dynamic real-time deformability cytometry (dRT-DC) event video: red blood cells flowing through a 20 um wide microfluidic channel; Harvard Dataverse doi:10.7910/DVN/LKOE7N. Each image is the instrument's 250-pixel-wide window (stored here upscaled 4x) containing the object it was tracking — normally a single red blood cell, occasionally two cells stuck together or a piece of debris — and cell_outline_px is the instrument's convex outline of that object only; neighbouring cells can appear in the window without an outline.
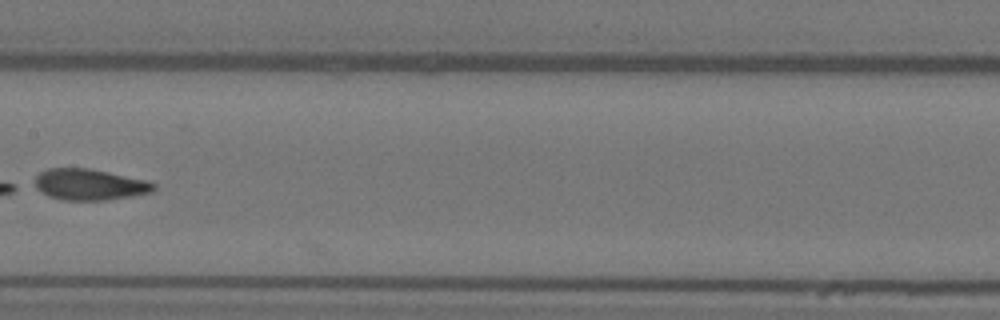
{"species": "Egyptian fruit bat (a non-hibernating species)", "species_latin": "Rousettus aegyptiacus", "temperature_condition": "warm", "stored_images_in_passage": 8, "camera_frame_rate_fps": 3000, "um_per_image_px": 0.085, "animal": {"sex": "female"}, "frame": {"image": 1, "passage_image": 7, "time_ms": 2.0, "image_size_px": [1000, 320], "cell_outline_px": [[156, 188], [152, 192], [132, 196], [104, 200], [60, 200], [48, 196], [28, 184], [40, 172], [48, 168], [88, 168], [148, 180], [156, 184]], "centroid_in_image_um": [7.54, 15.68], "position_along_channel_um": 199.9, "area_um2": 22.02}}
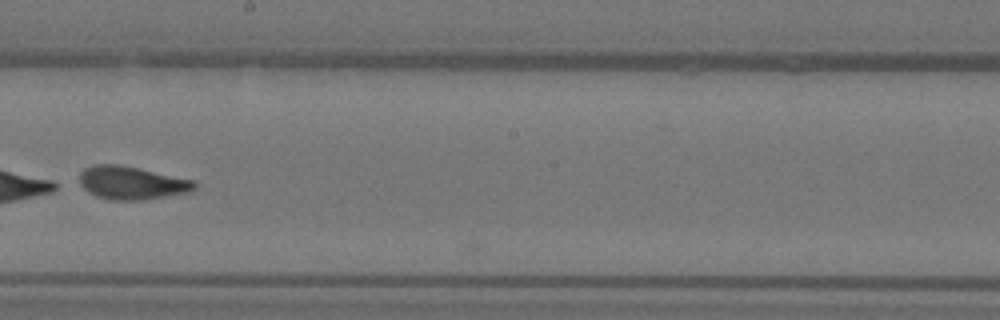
{"frame": {"image": 2, "passage_image": 8, "time_ms": 2.333, "image_size_px": [1000, 320], "cell_outline_px": [[196, 188], [192, 192], [144, 200], [112, 200], [96, 196], [88, 192], [80, 184], [80, 172], [84, 168], [92, 164], [120, 164], [196, 180]], "centroid_in_image_um": [11.22, 15.54], "position_along_channel_um": 237.0, "area_um2": 22.54}}